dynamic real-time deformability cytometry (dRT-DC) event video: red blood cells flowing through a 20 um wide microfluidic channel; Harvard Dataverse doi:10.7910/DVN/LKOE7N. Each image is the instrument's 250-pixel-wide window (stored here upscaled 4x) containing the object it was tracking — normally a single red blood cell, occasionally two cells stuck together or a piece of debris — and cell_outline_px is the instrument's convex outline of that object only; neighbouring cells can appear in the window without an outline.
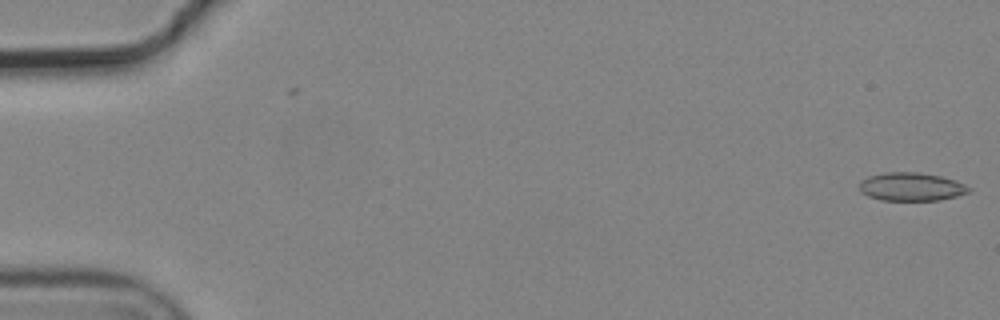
{"species": "common noctule bat (a hibernating species)", "species_latin": "Nyctalus noctula", "temperature_condition": "cold", "stored_images_in_passage": 2, "camera_frame_rate_fps": 3000, "um_per_image_px": 0.085, "animal": {"sex": "male", "body_mass_g": 19.2, "forearm_length_mm": 51.8}, "frame": {"image": 1, "passage_image": 2, "time_ms": 0.333, "image_size_px": [1000, 320], "cell_outline_px": [[972, 188], [968, 192], [956, 196], [940, 200], [880, 200], [868, 196], [860, 192], [860, 180], [868, 176], [884, 172], [920, 172], [940, 176], [956, 180]], "centroid_in_image_um": [77.44, 15.86], "position_along_channel_um": 7.6, "area_um2": 18.15}}